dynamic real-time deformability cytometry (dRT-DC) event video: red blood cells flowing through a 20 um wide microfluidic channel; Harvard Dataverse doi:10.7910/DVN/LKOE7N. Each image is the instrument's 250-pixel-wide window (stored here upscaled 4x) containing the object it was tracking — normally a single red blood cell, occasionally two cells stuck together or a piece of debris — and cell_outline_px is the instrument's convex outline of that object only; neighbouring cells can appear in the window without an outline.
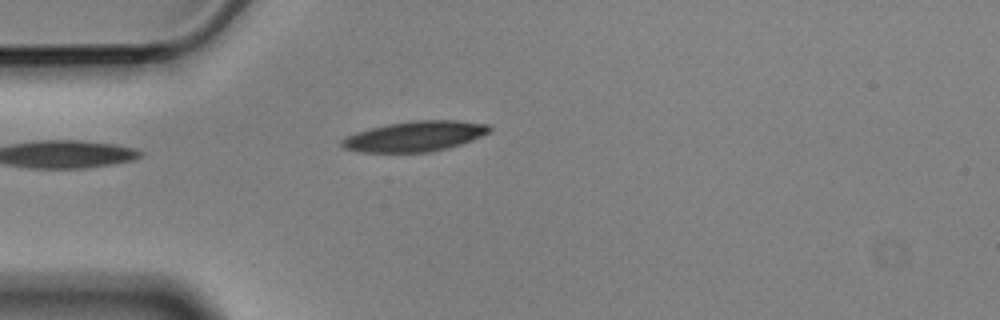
{"species": "Egyptian fruit bat (a non-hibernating species)", "species_latin": "Rousettus aegyptiacus", "temperature_condition": "cold", "stored_images_in_passage": 2, "camera_frame_rate_fps": 3000, "um_per_image_px": 0.085, "animal": {"sex": "male"}, "frame": {"image": 1, "passage_image": 2, "time_ms": 0.333, "image_size_px": [1000, 320], "cell_outline_px": [[492, 128], [488, 132], [472, 140], [448, 148], [428, 152], [360, 152], [344, 148], [340, 144], [340, 140], [356, 132], [388, 124], [412, 120], [456, 120], [488, 124]], "centroid_in_image_um": [35.26, 11.58], "position_along_channel_um": 49.7, "area_um2": 25.89}}